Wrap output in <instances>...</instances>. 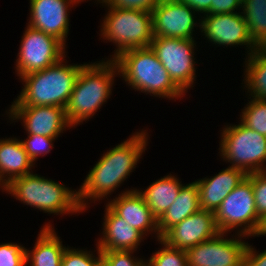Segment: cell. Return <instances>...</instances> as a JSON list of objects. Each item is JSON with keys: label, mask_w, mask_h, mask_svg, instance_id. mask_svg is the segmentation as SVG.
Returning <instances> with one entry per match:
<instances>
[{"label": "cell", "mask_w": 266, "mask_h": 266, "mask_svg": "<svg viewBox=\"0 0 266 266\" xmlns=\"http://www.w3.org/2000/svg\"><path fill=\"white\" fill-rule=\"evenodd\" d=\"M145 131L133 133L127 140L105 152L89 171L78 189V201L84 212L88 201L107 198L130 176L147 148L148 133Z\"/></svg>", "instance_id": "cell-1"}, {"label": "cell", "mask_w": 266, "mask_h": 266, "mask_svg": "<svg viewBox=\"0 0 266 266\" xmlns=\"http://www.w3.org/2000/svg\"><path fill=\"white\" fill-rule=\"evenodd\" d=\"M105 61L84 63L82 66L65 107L66 117L72 127L94 116L110 98L114 78L119 71L113 59Z\"/></svg>", "instance_id": "cell-2"}, {"label": "cell", "mask_w": 266, "mask_h": 266, "mask_svg": "<svg viewBox=\"0 0 266 266\" xmlns=\"http://www.w3.org/2000/svg\"><path fill=\"white\" fill-rule=\"evenodd\" d=\"M127 85L146 94L169 100L185 94L174 84L151 47L129 49L113 59Z\"/></svg>", "instance_id": "cell-3"}, {"label": "cell", "mask_w": 266, "mask_h": 266, "mask_svg": "<svg viewBox=\"0 0 266 266\" xmlns=\"http://www.w3.org/2000/svg\"><path fill=\"white\" fill-rule=\"evenodd\" d=\"M64 58L50 67L19 78L24 87L11 106L65 108L84 64L67 65Z\"/></svg>", "instance_id": "cell-4"}, {"label": "cell", "mask_w": 266, "mask_h": 266, "mask_svg": "<svg viewBox=\"0 0 266 266\" xmlns=\"http://www.w3.org/2000/svg\"><path fill=\"white\" fill-rule=\"evenodd\" d=\"M27 206L54 215L83 213L78 201V191H72L62 183L41 177L35 173L13 179L4 192Z\"/></svg>", "instance_id": "cell-5"}, {"label": "cell", "mask_w": 266, "mask_h": 266, "mask_svg": "<svg viewBox=\"0 0 266 266\" xmlns=\"http://www.w3.org/2000/svg\"><path fill=\"white\" fill-rule=\"evenodd\" d=\"M107 8L108 12L102 21L100 36L116 44L117 48L112 59L126 50L151 45L154 38L151 12Z\"/></svg>", "instance_id": "cell-6"}, {"label": "cell", "mask_w": 266, "mask_h": 266, "mask_svg": "<svg viewBox=\"0 0 266 266\" xmlns=\"http://www.w3.org/2000/svg\"><path fill=\"white\" fill-rule=\"evenodd\" d=\"M225 126L221 130L219 154L231 167L243 170L246 174L266 169V136L248 128L242 122Z\"/></svg>", "instance_id": "cell-7"}, {"label": "cell", "mask_w": 266, "mask_h": 266, "mask_svg": "<svg viewBox=\"0 0 266 266\" xmlns=\"http://www.w3.org/2000/svg\"><path fill=\"white\" fill-rule=\"evenodd\" d=\"M214 217L221 233L238 229L236 234L243 235L244 239L258 237L263 221L256 214L252 183L247 176L225 197Z\"/></svg>", "instance_id": "cell-8"}, {"label": "cell", "mask_w": 266, "mask_h": 266, "mask_svg": "<svg viewBox=\"0 0 266 266\" xmlns=\"http://www.w3.org/2000/svg\"><path fill=\"white\" fill-rule=\"evenodd\" d=\"M194 39L154 36L151 49L167 70L174 84L185 94L195 78Z\"/></svg>", "instance_id": "cell-9"}, {"label": "cell", "mask_w": 266, "mask_h": 266, "mask_svg": "<svg viewBox=\"0 0 266 266\" xmlns=\"http://www.w3.org/2000/svg\"><path fill=\"white\" fill-rule=\"evenodd\" d=\"M65 47L54 36L27 25L15 64L17 76L21 78L56 64L66 57Z\"/></svg>", "instance_id": "cell-10"}, {"label": "cell", "mask_w": 266, "mask_h": 266, "mask_svg": "<svg viewBox=\"0 0 266 266\" xmlns=\"http://www.w3.org/2000/svg\"><path fill=\"white\" fill-rule=\"evenodd\" d=\"M225 236L219 232L214 238L185 250L187 266H244L248 242L242 241L243 235L230 239Z\"/></svg>", "instance_id": "cell-11"}, {"label": "cell", "mask_w": 266, "mask_h": 266, "mask_svg": "<svg viewBox=\"0 0 266 266\" xmlns=\"http://www.w3.org/2000/svg\"><path fill=\"white\" fill-rule=\"evenodd\" d=\"M200 31L209 42L218 46L248 47L247 53L257 51V45L248 33L247 23L240 12L223 14H205L201 16Z\"/></svg>", "instance_id": "cell-12"}, {"label": "cell", "mask_w": 266, "mask_h": 266, "mask_svg": "<svg viewBox=\"0 0 266 266\" xmlns=\"http://www.w3.org/2000/svg\"><path fill=\"white\" fill-rule=\"evenodd\" d=\"M195 10L179 0H161L152 10L153 35L165 38L194 39Z\"/></svg>", "instance_id": "cell-13"}, {"label": "cell", "mask_w": 266, "mask_h": 266, "mask_svg": "<svg viewBox=\"0 0 266 266\" xmlns=\"http://www.w3.org/2000/svg\"><path fill=\"white\" fill-rule=\"evenodd\" d=\"M8 111L11 120H22L27 134L57 138L65 129L72 128L64 107L10 106Z\"/></svg>", "instance_id": "cell-14"}, {"label": "cell", "mask_w": 266, "mask_h": 266, "mask_svg": "<svg viewBox=\"0 0 266 266\" xmlns=\"http://www.w3.org/2000/svg\"><path fill=\"white\" fill-rule=\"evenodd\" d=\"M218 233L214 212L200 210L171 227L161 239L171 247L187 250Z\"/></svg>", "instance_id": "cell-15"}, {"label": "cell", "mask_w": 266, "mask_h": 266, "mask_svg": "<svg viewBox=\"0 0 266 266\" xmlns=\"http://www.w3.org/2000/svg\"><path fill=\"white\" fill-rule=\"evenodd\" d=\"M29 3L28 25L54 36L66 46L69 9L78 3L73 0H30Z\"/></svg>", "instance_id": "cell-16"}, {"label": "cell", "mask_w": 266, "mask_h": 266, "mask_svg": "<svg viewBox=\"0 0 266 266\" xmlns=\"http://www.w3.org/2000/svg\"><path fill=\"white\" fill-rule=\"evenodd\" d=\"M107 205L144 236L156 233V239H161L158 231V220L136 189L123 191L118 197L108 201Z\"/></svg>", "instance_id": "cell-17"}, {"label": "cell", "mask_w": 266, "mask_h": 266, "mask_svg": "<svg viewBox=\"0 0 266 266\" xmlns=\"http://www.w3.org/2000/svg\"><path fill=\"white\" fill-rule=\"evenodd\" d=\"M102 237L97 242L100 251H137L144 235L118 216L107 204Z\"/></svg>", "instance_id": "cell-18"}, {"label": "cell", "mask_w": 266, "mask_h": 266, "mask_svg": "<svg viewBox=\"0 0 266 266\" xmlns=\"http://www.w3.org/2000/svg\"><path fill=\"white\" fill-rule=\"evenodd\" d=\"M247 174L238 168L223 169L210 178L196 180L201 210L215 212L225 197L239 185Z\"/></svg>", "instance_id": "cell-19"}, {"label": "cell", "mask_w": 266, "mask_h": 266, "mask_svg": "<svg viewBox=\"0 0 266 266\" xmlns=\"http://www.w3.org/2000/svg\"><path fill=\"white\" fill-rule=\"evenodd\" d=\"M33 165L21 140L15 137L0 139V183L3 187L13 179L33 172Z\"/></svg>", "instance_id": "cell-20"}, {"label": "cell", "mask_w": 266, "mask_h": 266, "mask_svg": "<svg viewBox=\"0 0 266 266\" xmlns=\"http://www.w3.org/2000/svg\"><path fill=\"white\" fill-rule=\"evenodd\" d=\"M26 249V264L30 266H61L66 246H63L50 222L42 227L33 247Z\"/></svg>", "instance_id": "cell-21"}, {"label": "cell", "mask_w": 266, "mask_h": 266, "mask_svg": "<svg viewBox=\"0 0 266 266\" xmlns=\"http://www.w3.org/2000/svg\"><path fill=\"white\" fill-rule=\"evenodd\" d=\"M201 210L199 190L196 181L182 185L173 204L158 219V231L162 237L171 227L186 217Z\"/></svg>", "instance_id": "cell-22"}, {"label": "cell", "mask_w": 266, "mask_h": 266, "mask_svg": "<svg viewBox=\"0 0 266 266\" xmlns=\"http://www.w3.org/2000/svg\"><path fill=\"white\" fill-rule=\"evenodd\" d=\"M171 174L152 182L144 191L138 190L152 214L158 220L173 204L183 185Z\"/></svg>", "instance_id": "cell-23"}, {"label": "cell", "mask_w": 266, "mask_h": 266, "mask_svg": "<svg viewBox=\"0 0 266 266\" xmlns=\"http://www.w3.org/2000/svg\"><path fill=\"white\" fill-rule=\"evenodd\" d=\"M246 60L244 86L252 98L266 100V54L255 51Z\"/></svg>", "instance_id": "cell-24"}, {"label": "cell", "mask_w": 266, "mask_h": 266, "mask_svg": "<svg viewBox=\"0 0 266 266\" xmlns=\"http://www.w3.org/2000/svg\"><path fill=\"white\" fill-rule=\"evenodd\" d=\"M241 10L249 36L258 46L266 38V0H242Z\"/></svg>", "instance_id": "cell-25"}, {"label": "cell", "mask_w": 266, "mask_h": 266, "mask_svg": "<svg viewBox=\"0 0 266 266\" xmlns=\"http://www.w3.org/2000/svg\"><path fill=\"white\" fill-rule=\"evenodd\" d=\"M241 112V122L250 129L266 136V100L249 98Z\"/></svg>", "instance_id": "cell-26"}, {"label": "cell", "mask_w": 266, "mask_h": 266, "mask_svg": "<svg viewBox=\"0 0 266 266\" xmlns=\"http://www.w3.org/2000/svg\"><path fill=\"white\" fill-rule=\"evenodd\" d=\"M158 242L163 248L152 253L150 259L146 260V266H187L185 250L171 247L162 239Z\"/></svg>", "instance_id": "cell-27"}, {"label": "cell", "mask_w": 266, "mask_h": 266, "mask_svg": "<svg viewBox=\"0 0 266 266\" xmlns=\"http://www.w3.org/2000/svg\"><path fill=\"white\" fill-rule=\"evenodd\" d=\"M247 177L252 183L256 214L264 221L266 219V172L250 173L247 174Z\"/></svg>", "instance_id": "cell-28"}, {"label": "cell", "mask_w": 266, "mask_h": 266, "mask_svg": "<svg viewBox=\"0 0 266 266\" xmlns=\"http://www.w3.org/2000/svg\"><path fill=\"white\" fill-rule=\"evenodd\" d=\"M57 138H50L48 136H41L35 134H28L26 140H21L28 157L36 162L39 156H44L53 148V141Z\"/></svg>", "instance_id": "cell-29"}, {"label": "cell", "mask_w": 266, "mask_h": 266, "mask_svg": "<svg viewBox=\"0 0 266 266\" xmlns=\"http://www.w3.org/2000/svg\"><path fill=\"white\" fill-rule=\"evenodd\" d=\"M97 248V257L91 251L70 249L68 246L64 251L61 266H96L97 260L102 256L101 251ZM91 252V253H90Z\"/></svg>", "instance_id": "cell-30"}, {"label": "cell", "mask_w": 266, "mask_h": 266, "mask_svg": "<svg viewBox=\"0 0 266 266\" xmlns=\"http://www.w3.org/2000/svg\"><path fill=\"white\" fill-rule=\"evenodd\" d=\"M26 248L17 243H0V266H26Z\"/></svg>", "instance_id": "cell-31"}, {"label": "cell", "mask_w": 266, "mask_h": 266, "mask_svg": "<svg viewBox=\"0 0 266 266\" xmlns=\"http://www.w3.org/2000/svg\"><path fill=\"white\" fill-rule=\"evenodd\" d=\"M135 251H101L111 266H146V261L131 255ZM135 257V258H134Z\"/></svg>", "instance_id": "cell-32"}, {"label": "cell", "mask_w": 266, "mask_h": 266, "mask_svg": "<svg viewBox=\"0 0 266 266\" xmlns=\"http://www.w3.org/2000/svg\"><path fill=\"white\" fill-rule=\"evenodd\" d=\"M161 0H104L102 5L112 8L152 12Z\"/></svg>", "instance_id": "cell-33"}, {"label": "cell", "mask_w": 266, "mask_h": 266, "mask_svg": "<svg viewBox=\"0 0 266 266\" xmlns=\"http://www.w3.org/2000/svg\"><path fill=\"white\" fill-rule=\"evenodd\" d=\"M239 8V9H238ZM242 9V0H212L211 10L207 14L235 13Z\"/></svg>", "instance_id": "cell-34"}, {"label": "cell", "mask_w": 266, "mask_h": 266, "mask_svg": "<svg viewBox=\"0 0 266 266\" xmlns=\"http://www.w3.org/2000/svg\"><path fill=\"white\" fill-rule=\"evenodd\" d=\"M244 266H266V250L258 253L252 245L248 244Z\"/></svg>", "instance_id": "cell-35"}, {"label": "cell", "mask_w": 266, "mask_h": 266, "mask_svg": "<svg viewBox=\"0 0 266 266\" xmlns=\"http://www.w3.org/2000/svg\"><path fill=\"white\" fill-rule=\"evenodd\" d=\"M182 3H185L190 8L195 10L197 13L200 12L204 15L211 10V1L212 0H179Z\"/></svg>", "instance_id": "cell-36"}, {"label": "cell", "mask_w": 266, "mask_h": 266, "mask_svg": "<svg viewBox=\"0 0 266 266\" xmlns=\"http://www.w3.org/2000/svg\"><path fill=\"white\" fill-rule=\"evenodd\" d=\"M257 51L266 54V38L257 46Z\"/></svg>", "instance_id": "cell-37"}, {"label": "cell", "mask_w": 266, "mask_h": 266, "mask_svg": "<svg viewBox=\"0 0 266 266\" xmlns=\"http://www.w3.org/2000/svg\"><path fill=\"white\" fill-rule=\"evenodd\" d=\"M96 266H111V265L109 264V262L103 256H101L97 260Z\"/></svg>", "instance_id": "cell-38"}, {"label": "cell", "mask_w": 266, "mask_h": 266, "mask_svg": "<svg viewBox=\"0 0 266 266\" xmlns=\"http://www.w3.org/2000/svg\"><path fill=\"white\" fill-rule=\"evenodd\" d=\"M260 235H264V236L266 235V219L262 223V227H261V230H260V232L258 234V237Z\"/></svg>", "instance_id": "cell-39"}, {"label": "cell", "mask_w": 266, "mask_h": 266, "mask_svg": "<svg viewBox=\"0 0 266 266\" xmlns=\"http://www.w3.org/2000/svg\"><path fill=\"white\" fill-rule=\"evenodd\" d=\"M73 1H75L79 4L80 2H83L84 0H73Z\"/></svg>", "instance_id": "cell-40"}, {"label": "cell", "mask_w": 266, "mask_h": 266, "mask_svg": "<svg viewBox=\"0 0 266 266\" xmlns=\"http://www.w3.org/2000/svg\"><path fill=\"white\" fill-rule=\"evenodd\" d=\"M0 186H1L0 188H2V190L4 191V187H3V185L1 183H0Z\"/></svg>", "instance_id": "cell-41"}]
</instances>
